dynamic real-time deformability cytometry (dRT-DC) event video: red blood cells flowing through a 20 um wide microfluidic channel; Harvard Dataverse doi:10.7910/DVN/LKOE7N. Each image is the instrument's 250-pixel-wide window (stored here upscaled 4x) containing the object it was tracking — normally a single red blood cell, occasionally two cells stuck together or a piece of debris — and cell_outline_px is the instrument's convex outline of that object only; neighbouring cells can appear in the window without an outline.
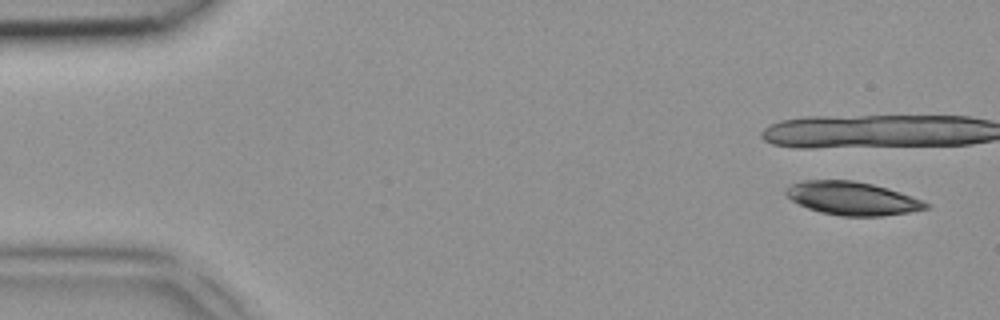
{"species": "common noctule bat (a hibernating species)", "species_latin": "Nyctalus noctula", "temperature_condition": "room temperature", "stored_images_in_passage": 5, "camera_frame_rate_fps": 3000, "um_per_image_px": 0.085, "animal": {"sex": "female", "body_mass_g": 18.4}, "frame": {"image": 1, "passage_image": 1, "time_ms": 0.0, "image_size_px": [1000, 320], "cell_outline_px": [[932, 204], [928, 208], [908, 212], [880, 216], [840, 216], [820, 212], [808, 208], [792, 200], [784, 192], [784, 188], [792, 184], [804, 180], [852, 180], [872, 184], [888, 188]], "centroid_in_image_um": [72.42, 16.86], "position_along_channel_um": 12.6, "area_um2": 26.99}}